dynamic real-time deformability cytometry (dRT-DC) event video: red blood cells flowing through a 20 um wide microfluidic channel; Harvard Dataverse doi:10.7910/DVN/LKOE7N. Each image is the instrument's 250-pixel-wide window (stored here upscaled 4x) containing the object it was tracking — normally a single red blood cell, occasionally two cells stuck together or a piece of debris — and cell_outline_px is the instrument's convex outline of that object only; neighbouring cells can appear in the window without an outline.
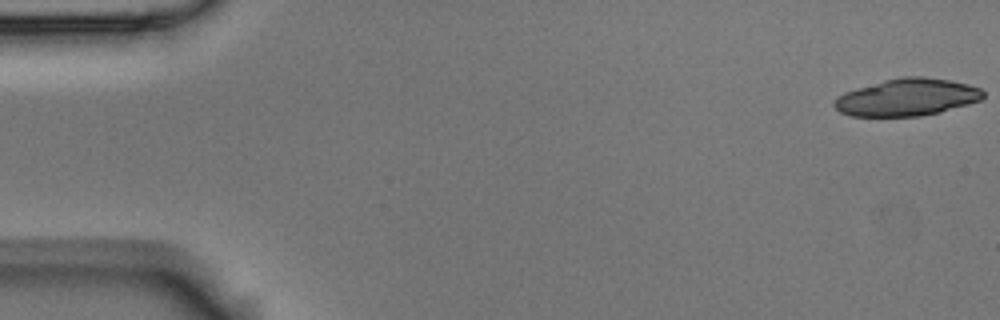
{"species": "Egyptian fruit bat (a non-hibernating species)", "species_latin": "Rousettus aegyptiacus", "temperature_condition": "room temperature", "stored_images_in_passage": 25, "camera_frame_rate_fps": 3000, "um_per_image_px": 0.085, "animal": {"sex": "male"}, "frame": {"image": 1, "passage_image": 1, "time_ms": 0.0, "image_size_px": [1000, 320], "cell_outline_px": [[984, 96], [980, 100], [968, 104], [940, 112], [920, 116], [852, 116], [840, 112], [832, 104], [844, 92], [856, 88], [884, 80], [900, 76], [924, 76], [948, 80], [968, 84], [980, 88], [984, 92]], "centroid_in_image_um": [77.11, 8.26], "position_along_channel_um": 7.9, "area_um2": 32.19}}
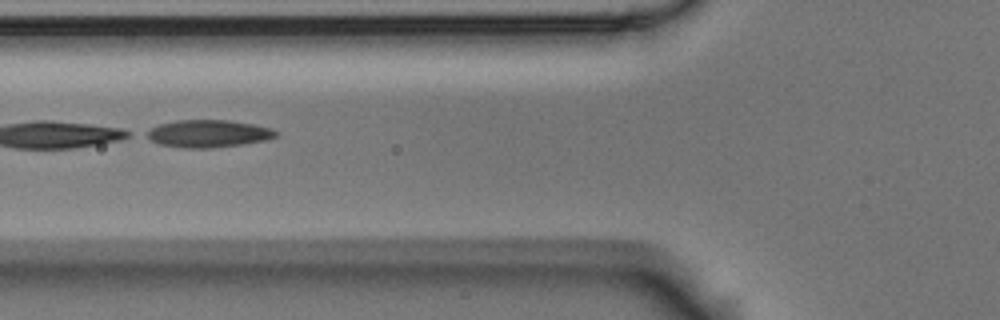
{"frame": {"image": 2, "passage_image": 21, "time_ms": 6.667, "image_size_px": [1000, 320], "cell_outline_px": [[276, 136], [268, 140], [212, 148], [184, 148], [160, 144], [144, 136], [144, 132], [160, 124], [176, 120], [228, 120], [252, 124], [272, 128], [276, 132]], "centroid_in_image_um": [17.68, 11.35], "position_along_channel_um": 108.1, "area_um2": 20.58}}